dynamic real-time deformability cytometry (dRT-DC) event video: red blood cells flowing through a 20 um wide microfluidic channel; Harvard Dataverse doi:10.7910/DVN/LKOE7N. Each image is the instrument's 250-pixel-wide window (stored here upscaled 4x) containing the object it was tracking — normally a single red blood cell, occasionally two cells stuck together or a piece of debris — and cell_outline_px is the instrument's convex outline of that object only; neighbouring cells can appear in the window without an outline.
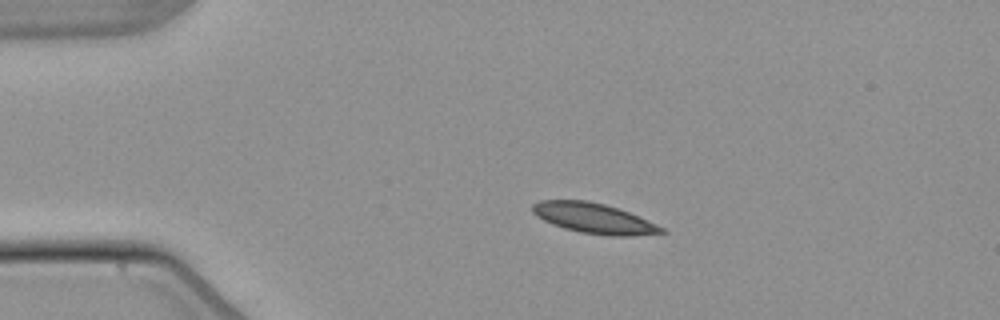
{"species": "common noctule bat (a hibernating species)", "species_latin": "Nyctalus noctula", "temperature_condition": "warm", "stored_images_in_passage": 44, "camera_frame_rate_fps": 3000, "um_per_image_px": 0.085, "animal": {"sex": "male", "body_mass_g": 21.5, "forearm_length_mm": 52.0}, "frame": {"image": 1, "passage_image": 1, "time_ms": 0.0, "image_size_px": [1000, 320], "cell_outline_px": [[668, 232], [632, 236], [608, 236], [580, 232], [564, 228], [552, 224], [536, 216], [532, 212], [532, 204], [540, 200], [588, 200], [604, 204], [628, 212], [656, 224], [664, 228]], "centroid_in_image_um": [50.46, 18.56], "position_along_channel_um": 34.5, "area_um2": 22.66}}
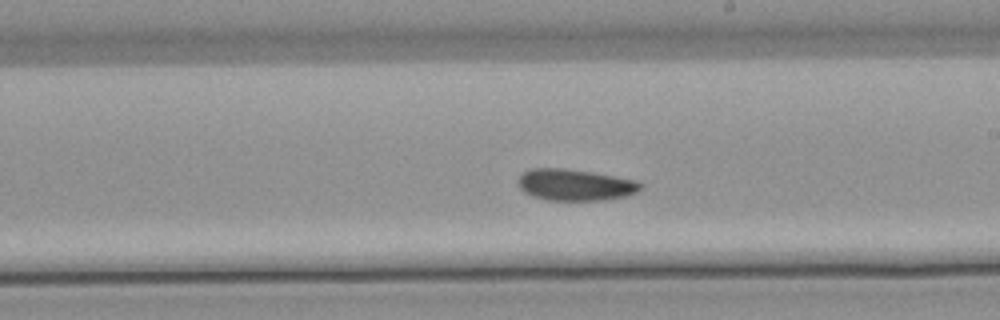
{"frame": {"image": 2, "passage_image": 21, "time_ms": 6.667, "image_size_px": [1000, 320], "cell_outline_px": [[644, 184], [636, 192], [624, 196], [604, 200], [548, 200], [532, 196], [524, 192], [516, 184], [516, 180], [524, 172], [532, 168], [564, 168], [592, 172], [640, 180]], "centroid_in_image_um": [48.88, 15.7], "position_along_channel_um": 240.1, "area_um2": 22.66}}
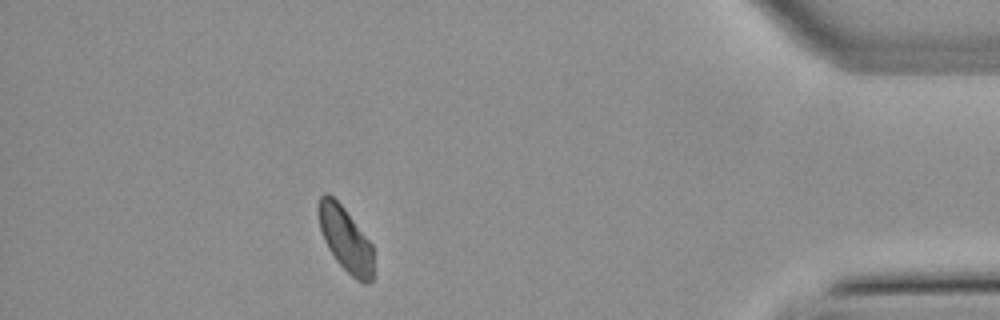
{"frame": {"image": 3, "passage_image": 38, "time_ms": 12.333, "image_size_px": [1000, 320], "cell_outline_px": [[372, 280], [368, 284], [364, 284], [356, 280], [336, 260], [328, 248], [324, 240], [320, 228], [316, 212], [316, 204], [320, 196], [324, 192], [328, 192], [344, 208], [372, 244]], "centroid_in_image_um": [29.32, 20.29], "position_along_channel_um": 405.9, "area_um2": 20.75}, "authors_computed_cell_mechanics": {"area_um2": 22.1374, "velocity_mm_per_s": 3.777, "shape_relaxation_time_tau1_ms": null, "shape_relaxation_time_tau2_ms": 10.6083, "deformation_change_tau1": null, "deformation_change_tau2": 0.1142}}